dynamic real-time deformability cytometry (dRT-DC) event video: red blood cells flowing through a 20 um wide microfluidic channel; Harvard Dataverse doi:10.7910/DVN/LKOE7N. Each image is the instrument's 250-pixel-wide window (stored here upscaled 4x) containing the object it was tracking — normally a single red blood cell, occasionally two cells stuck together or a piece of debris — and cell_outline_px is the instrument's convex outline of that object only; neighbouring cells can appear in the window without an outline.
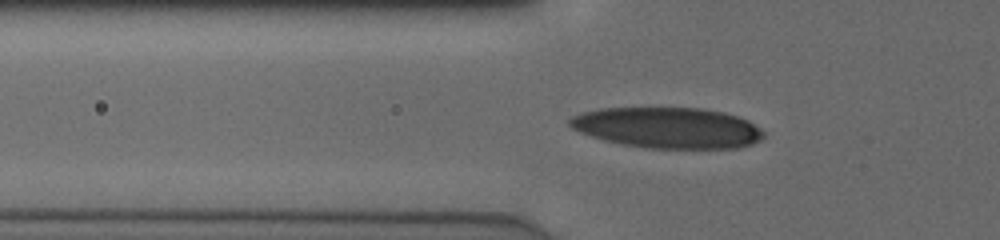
{"species": "human", "species_latin": "Homo sapiens", "temperature_condition": "cold", "stored_images_in_passage": 47, "camera_frame_rate_fps": 3000, "um_per_image_px": 0.085, "donor": {"sex": "male"}, "frame": {"image": 1, "passage_image": 13, "time_ms": 4.0, "image_size_px": [1000, 240], "cell_outline_px": [[764, 136], [760, 140], [752, 144], [740, 148], [648, 148], [624, 144], [604, 140], [580, 132], [572, 128], [568, 124], [568, 120], [572, 116], [580, 112], [600, 108], [700, 108], [724, 112], [748, 120], [760, 128], [764, 132]], "centroid_in_image_um": [56.75, 10.85], "position_along_channel_um": 69.0, "area_um2": 46.18}}
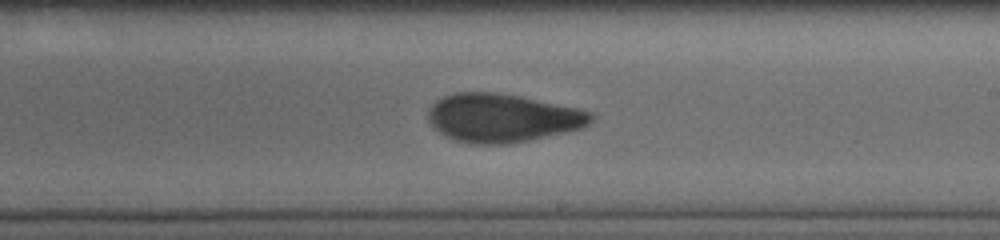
{"frame": {"image": 2, "passage_image": 27, "time_ms": 8.667, "image_size_px": [1000, 240], "cell_outline_px": [[596, 116], [584, 128], [512, 144], [472, 144], [456, 140], [444, 136], [428, 120], [428, 108], [436, 100], [444, 96], [456, 92], [496, 92], [520, 96], [580, 108], [592, 112]], "centroid_in_image_um": [42.73, 10.02], "position_along_channel_um": 246.3, "area_um2": 46.36}}
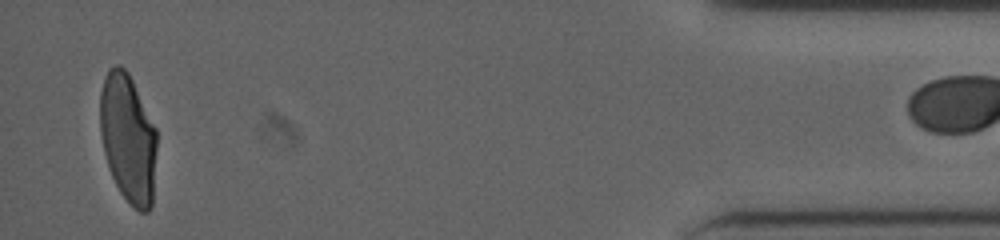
{"frame": {"image": 3, "passage_image": 46, "time_ms": 15.0, "image_size_px": [1000, 240], "cell_outline_px": [[156, 148], [152, 204], [148, 212], [140, 212], [120, 192], [112, 176], [104, 152], [100, 132], [100, 92], [104, 76], [108, 68], [116, 64], [120, 64], [128, 72], [156, 128]], "centroid_in_image_um": [10.87, 11.7], "position_along_channel_um": 424.3, "area_um2": 42.43}}